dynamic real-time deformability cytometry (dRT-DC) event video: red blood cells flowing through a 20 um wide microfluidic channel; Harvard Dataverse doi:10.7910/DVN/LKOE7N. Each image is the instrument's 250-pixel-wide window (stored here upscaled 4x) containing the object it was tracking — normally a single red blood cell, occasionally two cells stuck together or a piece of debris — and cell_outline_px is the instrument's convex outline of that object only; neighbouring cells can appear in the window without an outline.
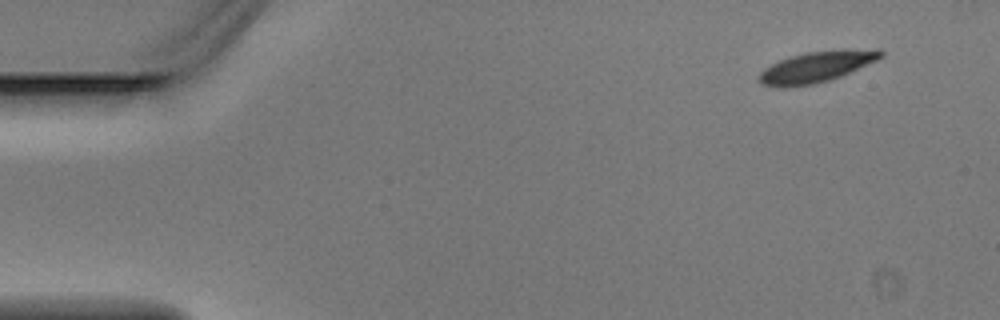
{"species": "Egyptian fruit bat (a non-hibernating species)", "species_latin": "Rousettus aegyptiacus", "temperature_condition": "warm", "stored_images_in_passage": 3, "camera_frame_rate_fps": 3000, "um_per_image_px": 0.085, "animal": {"sex": "male"}, "frame": {"image": 1, "passage_image": 1, "time_ms": 0.0, "image_size_px": [1000, 320], "cell_outline_px": [[884, 56], [876, 60], [840, 76], [828, 80], [812, 84], [784, 88], [776, 88], [760, 84], [760, 72], [764, 68], [780, 60], [792, 56], [808, 52], [844, 48], [880, 48], [884, 52]], "centroid_in_image_um": [69.44, 5.66], "position_along_channel_um": 15.6, "area_um2": 22.08}}
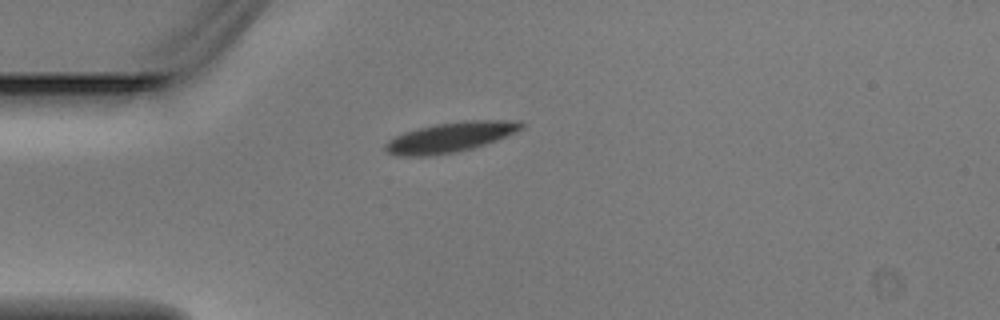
{"frame": {"image": 2, "passage_image": 3, "time_ms": 0.667, "image_size_px": [1000, 320], "cell_outline_px": [[524, 128], [508, 136], [472, 148], [456, 152], [428, 156], [396, 156], [388, 152], [384, 148], [384, 144], [388, 140], [404, 132], [436, 124], [464, 120], [520, 120], [524, 124]], "centroid_in_image_um": [38.3, 11.66], "position_along_channel_um": 46.7, "area_um2": 23.81}}